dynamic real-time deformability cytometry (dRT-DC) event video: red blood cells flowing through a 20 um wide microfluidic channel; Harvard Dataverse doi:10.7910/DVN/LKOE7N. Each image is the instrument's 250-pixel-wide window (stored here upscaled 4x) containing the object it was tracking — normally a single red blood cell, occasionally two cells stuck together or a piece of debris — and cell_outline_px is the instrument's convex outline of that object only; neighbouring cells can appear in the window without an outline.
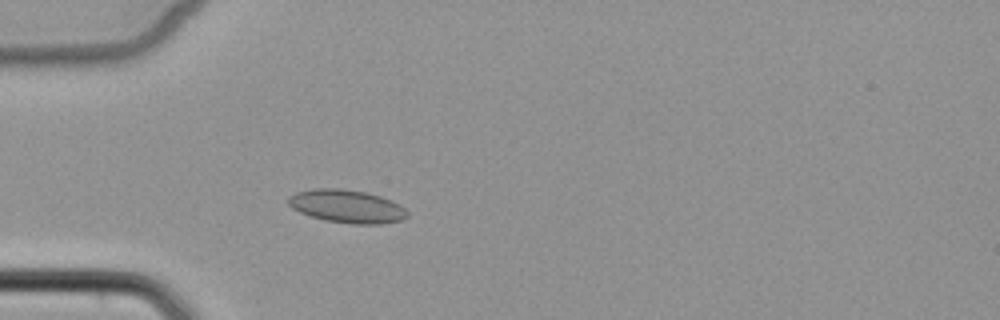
{"species": "common noctule bat (a hibernating species)", "species_latin": "Nyctalus noctula", "temperature_condition": "cold", "stored_images_in_passage": 3, "camera_frame_rate_fps": 3000, "um_per_image_px": 0.085, "animal": {"sex": "female", "body_mass_g": 22.7, "forearm_length_mm": 54.2}, "frame": {"image": 1, "passage_image": 3, "time_ms": 4.0, "image_size_px": [1000, 320], "cell_outline_px": [[408, 216], [404, 220], [380, 224], [352, 224], [324, 220], [300, 212], [292, 208], [288, 204], [288, 196], [296, 192], [312, 188], [340, 188], [364, 192], [380, 196], [392, 200], [400, 204], [408, 212]], "centroid_in_image_um": [29.5, 17.53], "position_along_channel_um": 55.5, "area_um2": 23.12}}